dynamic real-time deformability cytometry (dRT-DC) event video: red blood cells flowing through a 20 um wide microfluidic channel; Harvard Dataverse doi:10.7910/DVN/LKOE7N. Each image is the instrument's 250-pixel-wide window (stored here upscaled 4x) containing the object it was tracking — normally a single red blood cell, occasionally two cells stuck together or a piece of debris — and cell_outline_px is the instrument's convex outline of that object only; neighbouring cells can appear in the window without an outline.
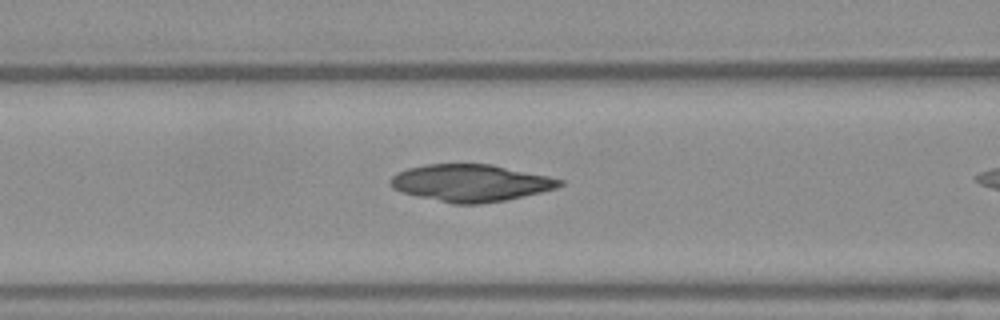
{"species": "Egyptian fruit bat (a non-hibernating species)", "species_latin": "Rousettus aegyptiacus", "temperature_condition": "warm", "stored_images_in_passage": 36, "camera_frame_rate_fps": 3000, "um_per_image_px": 0.085, "frame": {"image": 1, "passage_image": 16, "time_ms": 5.0, "image_size_px": [1000, 320], "cell_outline_px": [[564, 184], [556, 188], [508, 200], [480, 204], [456, 204], [420, 196], [404, 192], [392, 188], [392, 176], [408, 168], [428, 164], [492, 164], [548, 176], [564, 180]], "centroid_in_image_um": [40.08, 15.55], "position_along_channel_um": 126.5, "area_um2": 36.13}}
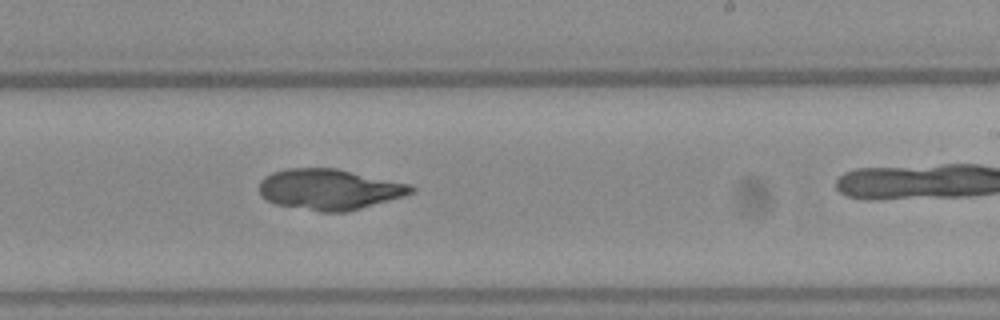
{"frame": {"image": 2, "passage_image": 26, "time_ms": 8.333, "image_size_px": [1000, 320], "cell_outline_px": [[416, 192], [404, 196], [348, 212], [320, 212], [276, 204], [260, 196], [260, 180], [264, 176], [272, 172], [288, 168], [336, 168], [412, 184], [416, 188]], "centroid_in_image_um": [28.03, 16.09], "position_along_channel_um": 261.0, "area_um2": 36.36}}
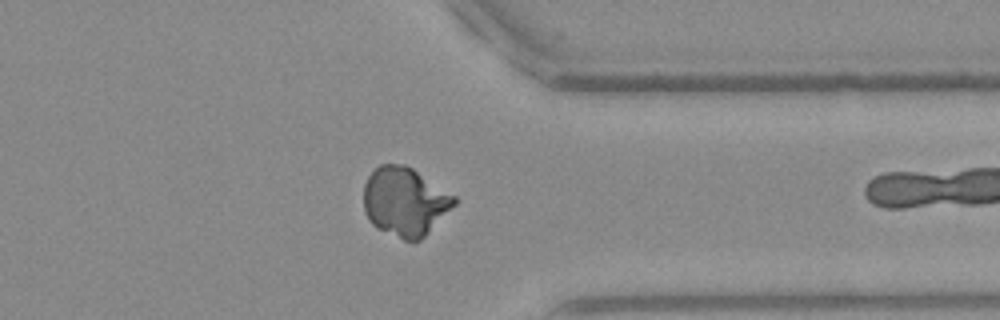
{"frame": {"image": 3, "passage_image": 35, "time_ms": 11.333, "image_size_px": [1000, 320], "cell_outline_px": [[456, 204], [420, 240], [404, 240], [376, 228], [368, 220], [364, 212], [364, 184], [368, 176], [380, 164], [404, 164], [412, 168], [456, 196]], "centroid_in_image_um": [34.4, 17.13], "position_along_channel_um": 377.0, "area_um2": 36.18}}